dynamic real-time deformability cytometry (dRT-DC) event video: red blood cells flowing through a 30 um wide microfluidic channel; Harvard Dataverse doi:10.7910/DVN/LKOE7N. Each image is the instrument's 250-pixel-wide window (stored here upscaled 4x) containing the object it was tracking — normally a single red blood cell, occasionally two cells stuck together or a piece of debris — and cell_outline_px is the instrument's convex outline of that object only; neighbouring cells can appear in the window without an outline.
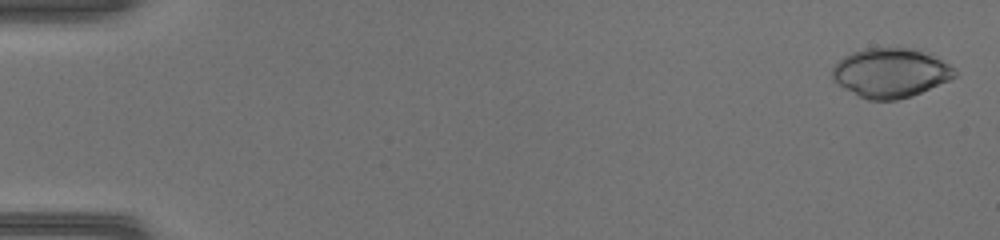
{"species": "common noctule bat (a hibernating species)", "species_latin": "Nyctalus noctula", "temperature_condition": "warm", "stored_images_in_passage": 50, "camera_frame_rate_fps": 3000, "um_per_image_px": 0.085, "animal": {"sex": "female", "body_mass_g": 17.0, "forearm_length_mm": 48.0}, "frame": {"image": 1, "passage_image": 2, "time_ms": 0.333, "image_size_px": [1000, 240], "cell_outline_px": [[956, 76], [948, 80], [912, 96], [896, 100], [868, 100], [836, 84], [832, 80], [832, 68], [844, 56], [852, 52], [864, 48], [920, 48], [956, 68]], "centroid_in_image_um": [75.7, 6.18], "position_along_channel_um": 9.3, "area_um2": 35.26}}
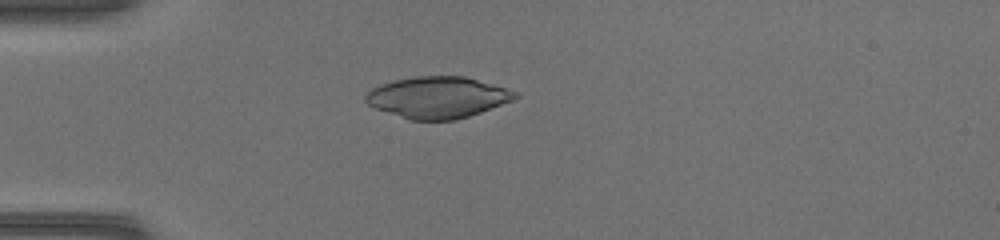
{"frame": {"image": 2, "passage_image": 15, "time_ms": 4.667, "image_size_px": [1000, 240], "cell_outline_px": [[520, 96], [512, 100], [480, 112], [456, 120], [412, 120], [376, 108], [368, 104], [364, 100], [364, 96], [372, 88], [380, 84], [392, 80], [416, 76], [464, 76], [508, 88], [520, 92]], "centroid_in_image_um": [37.21, 8.26], "position_along_channel_um": 47.8, "area_um2": 36.01}}